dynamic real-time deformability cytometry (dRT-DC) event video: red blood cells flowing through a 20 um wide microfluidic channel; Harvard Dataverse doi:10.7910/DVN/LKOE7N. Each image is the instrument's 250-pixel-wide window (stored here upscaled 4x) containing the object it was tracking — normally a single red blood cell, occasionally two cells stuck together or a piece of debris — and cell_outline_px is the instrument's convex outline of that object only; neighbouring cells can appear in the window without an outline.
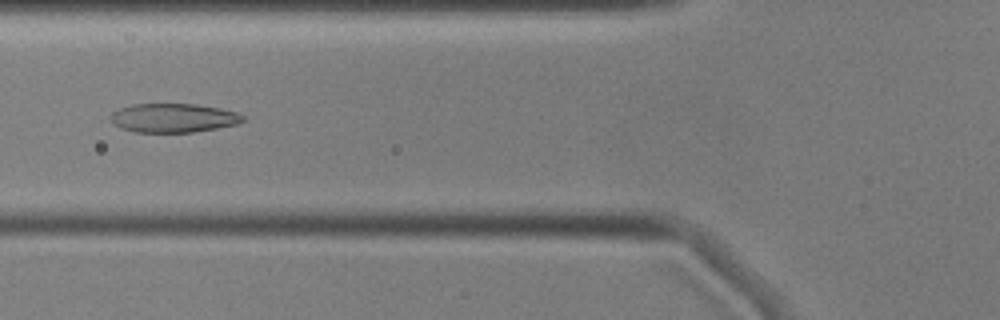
{"species": "common noctule bat (a hibernating species)", "species_latin": "Nyctalus noctula", "temperature_condition": "cold", "stored_images_in_passage": 35, "camera_frame_rate_fps": 3000, "um_per_image_px": 0.085, "animal": {"sex": "male", "body_mass_g": 17.9, "forearm_length_mm": 54.2}, "frame": {"image": 1, "passage_image": 12, "time_ms": 3.667, "image_size_px": [1000, 320], "cell_outline_px": [[244, 120], [236, 124], [216, 128], [192, 132], [136, 132], [120, 128], [112, 124], [108, 116], [112, 112], [120, 108], [132, 104], [196, 104], [220, 108], [236, 112], [244, 116]], "centroid_in_image_um": [14.68, 10.02], "position_along_channel_um": 111.1, "area_um2": 22.37}}
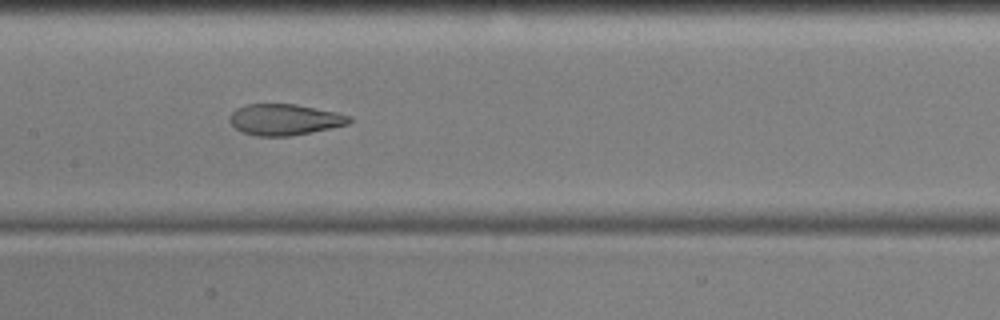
{"frame": {"image": 2, "passage_image": 18, "time_ms": 5.667, "image_size_px": [1000, 320], "cell_outline_px": [[352, 120], [348, 124], [292, 136], [256, 136], [244, 132], [236, 128], [228, 120], [228, 116], [236, 108], [248, 104], [296, 104], [336, 112], [352, 116]], "centroid_in_image_um": [24.18, 10.16], "position_along_channel_um": 183.2, "area_um2": 21.68}}
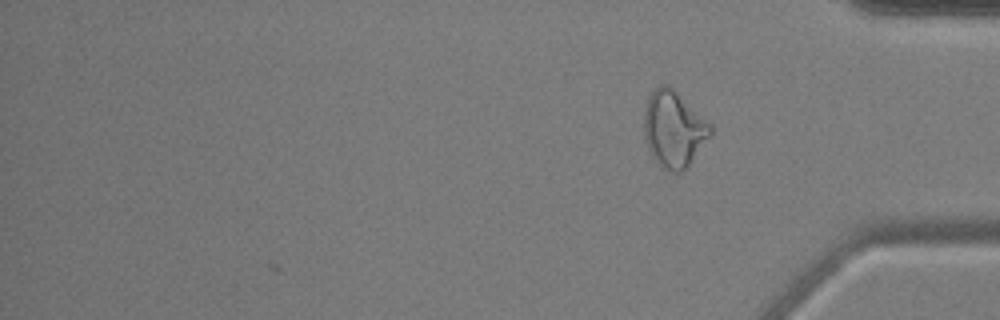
{"frame": {"image": 3, "passage_image": 35, "time_ms": 11.333, "image_size_px": [1000, 320], "cell_outline_px": [[712, 132], [688, 164], [676, 176], [660, 168], [648, 152], [644, 136], [644, 112], [648, 96], [660, 84], [668, 84], [712, 124]], "centroid_in_image_um": [57.22, 11.0], "position_along_channel_um": 378.0, "area_um2": 29.59}, "authors_computed_cell_mechanics": {"area_um2": 22.4264, "velocity_mm_per_s": 3.5805, "shape_relaxation_time_tau1_ms": null, "shape_relaxation_time_tau2_ms": 2.0978, "deformation_change_tau1": null, "deformation_change_tau2": 0.0933}}